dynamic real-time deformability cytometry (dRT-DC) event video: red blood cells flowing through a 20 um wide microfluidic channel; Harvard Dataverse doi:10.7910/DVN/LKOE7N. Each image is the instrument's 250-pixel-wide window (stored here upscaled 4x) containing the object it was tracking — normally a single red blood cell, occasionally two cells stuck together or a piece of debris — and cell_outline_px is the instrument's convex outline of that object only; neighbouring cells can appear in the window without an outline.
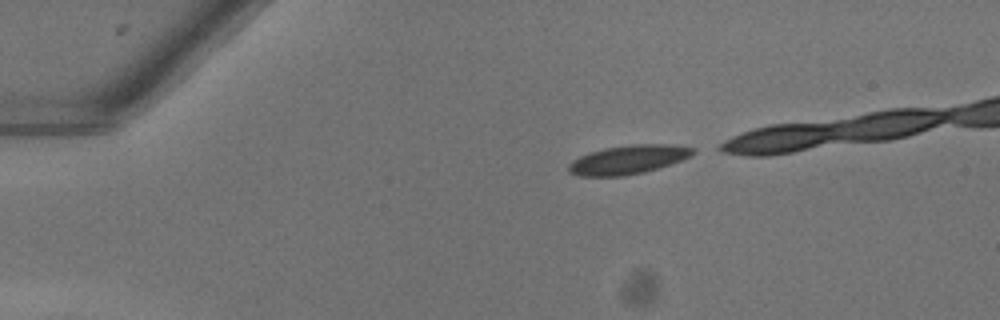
{"species": "common noctule bat (a hibernating species)", "species_latin": "Nyctalus noctula", "temperature_condition": "warm", "stored_images_in_passage": 34, "camera_frame_rate_fps": 3000, "um_per_image_px": 0.085, "animal": {"sex": "female"}, "frame": {"image": 1, "passage_image": 1, "time_ms": 0.0, "image_size_px": [1000, 320], "cell_outline_px": [[696, 152], [692, 156], [660, 168], [644, 172], [620, 176], [580, 176], [568, 172], [568, 164], [572, 160], [588, 152], [604, 148], [632, 144], [672, 144], [696, 148]], "centroid_in_image_um": [53.42, 13.56], "position_along_channel_um": 31.6, "area_um2": 21.15}}
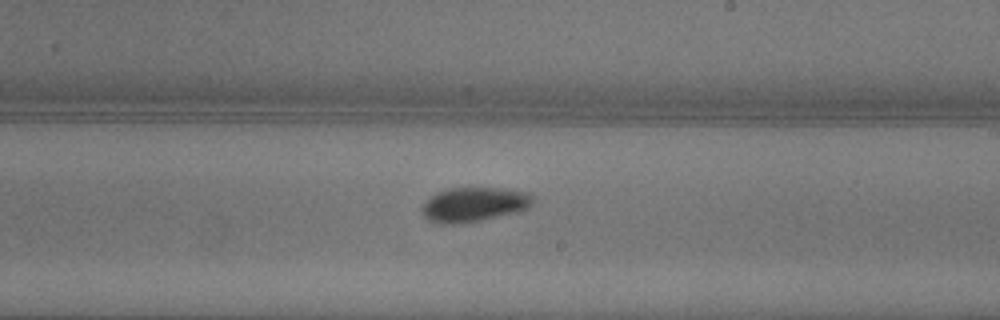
{"frame": {"image": 2, "passage_image": 22, "time_ms": 7.0, "image_size_px": [1000, 320], "cell_outline_px": [[536, 200], [528, 208], [516, 212], [464, 224], [440, 224], [428, 220], [424, 216], [420, 208], [432, 196], [440, 192], [452, 188], [504, 188], [532, 192], [536, 196]], "centroid_in_image_um": [40.37, 17.38], "position_along_channel_um": 248.6, "area_um2": 22.54}}
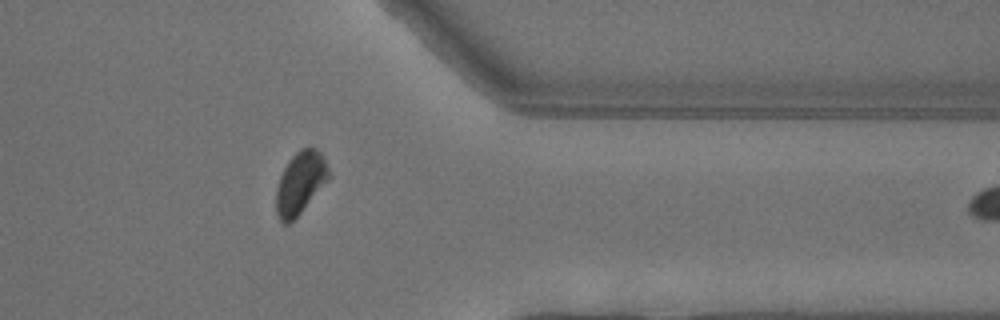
{"frame": {"image": 3, "passage_image": 33, "time_ms": 10.667, "image_size_px": [1000, 320], "cell_outline_px": [[332, 176], [300, 212], [288, 224], [284, 224], [280, 220], [276, 212], [276, 188], [280, 176], [288, 160], [300, 148], [316, 148], [324, 156]], "centroid_in_image_um": [25.54, 15.51], "position_along_channel_um": 385.9, "area_um2": 19.07}}